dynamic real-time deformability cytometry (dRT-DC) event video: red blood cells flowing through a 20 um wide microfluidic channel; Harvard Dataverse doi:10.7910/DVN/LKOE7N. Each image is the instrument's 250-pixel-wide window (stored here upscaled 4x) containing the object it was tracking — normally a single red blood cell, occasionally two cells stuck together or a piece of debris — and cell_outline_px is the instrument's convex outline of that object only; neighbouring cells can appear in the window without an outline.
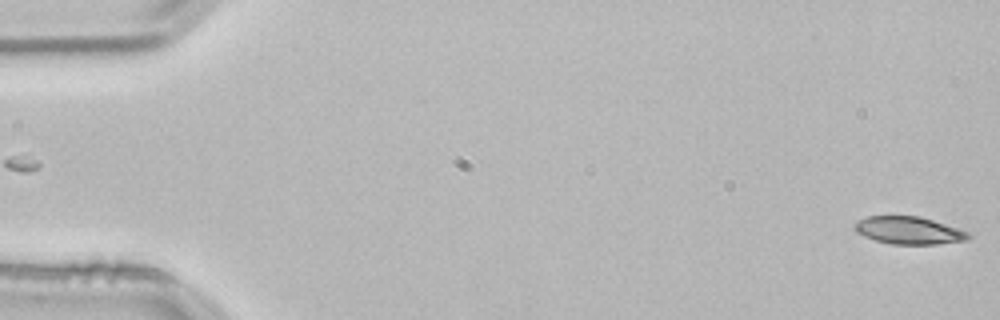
{"species": "common noctule bat (a hibernating species)", "species_latin": "Nyctalus noctula", "temperature_condition": "room temperature", "stored_images_in_passage": 5, "camera_frame_rate_fps": 3000, "um_per_image_px": 0.085, "animal": {"sex": "male", "body_mass_g": 21.5, "forearm_length_mm": 52.0}, "frame": {"image": 1, "passage_image": 1, "time_ms": 0.0, "image_size_px": [1000, 320], "cell_outline_px": [[972, 236], [968, 240], [936, 244], [892, 244], [876, 240], [864, 236], [856, 232], [852, 224], [856, 220], [868, 216], [920, 216], [968, 232]], "centroid_in_image_um": [77.21, 19.58], "position_along_channel_um": 7.8, "area_um2": 18.21}}